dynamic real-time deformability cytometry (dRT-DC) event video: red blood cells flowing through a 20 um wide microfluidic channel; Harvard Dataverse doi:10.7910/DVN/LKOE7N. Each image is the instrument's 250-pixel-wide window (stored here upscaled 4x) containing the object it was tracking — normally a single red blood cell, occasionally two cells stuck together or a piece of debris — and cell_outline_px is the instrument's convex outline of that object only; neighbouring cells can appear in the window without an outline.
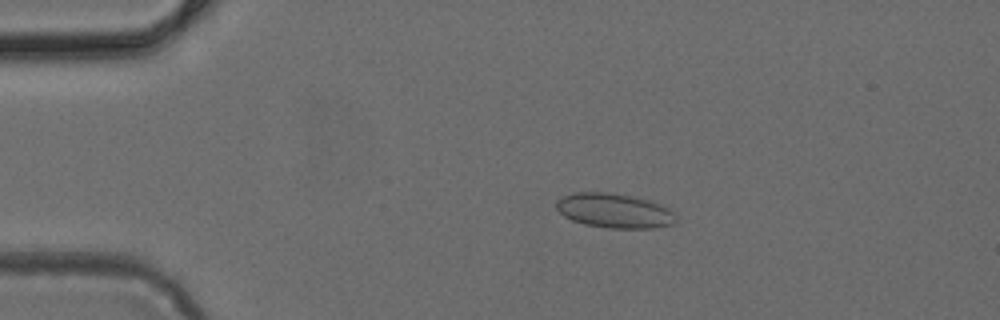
{"species": "common noctule bat (a hibernating species)", "species_latin": "Nyctalus noctula", "temperature_condition": "cold", "stored_images_in_passage": 49, "camera_frame_rate_fps": 3000, "um_per_image_px": 0.085, "animal": {"sex": "female", "body_mass_g": 24.6, "forearm_length_mm": 56.2}, "frame": {"image": 1, "passage_image": 10, "time_ms": 3.0, "image_size_px": [1000, 320], "cell_outline_px": [[676, 220], [672, 224], [652, 228], [612, 228], [584, 224], [572, 220], [564, 216], [556, 208], [556, 200], [572, 192], [604, 192], [632, 196], [648, 200], [660, 204], [668, 208], [676, 216]], "centroid_in_image_um": [52.19, 17.9], "position_along_channel_um": 32.8, "area_um2": 23.93}}
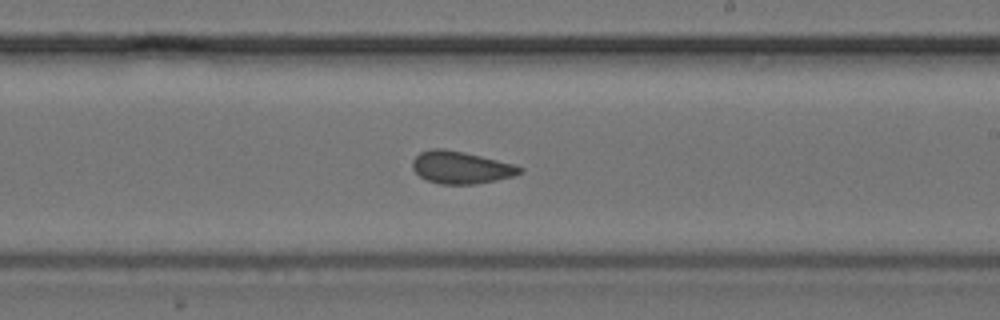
{"frame": {"image": 2, "passage_image": 29, "time_ms": 9.333, "image_size_px": [1000, 320], "cell_outline_px": [[524, 172], [512, 176], [496, 180], [476, 184], [440, 184], [428, 180], [420, 176], [412, 168], [412, 160], [420, 152], [432, 148], [444, 148], [464, 152], [512, 164], [524, 168]], "centroid_in_image_um": [39.16, 14.23], "position_along_channel_um": 249.8, "area_um2": 20.11}}
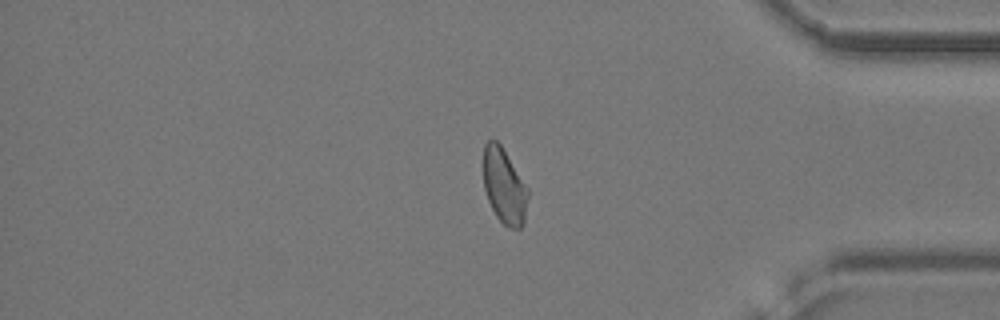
{"frame": {"image": 3, "passage_image": 41, "time_ms": 13.333, "image_size_px": [1000, 320], "cell_outline_px": [[528, 196], [524, 224], [520, 228], [508, 228], [496, 216], [488, 200], [484, 188], [484, 144], [488, 140], [496, 140], [500, 144], [528, 188]], "centroid_in_image_um": [42.86, 15.84], "position_along_channel_um": 392.3, "area_um2": 19.36}}